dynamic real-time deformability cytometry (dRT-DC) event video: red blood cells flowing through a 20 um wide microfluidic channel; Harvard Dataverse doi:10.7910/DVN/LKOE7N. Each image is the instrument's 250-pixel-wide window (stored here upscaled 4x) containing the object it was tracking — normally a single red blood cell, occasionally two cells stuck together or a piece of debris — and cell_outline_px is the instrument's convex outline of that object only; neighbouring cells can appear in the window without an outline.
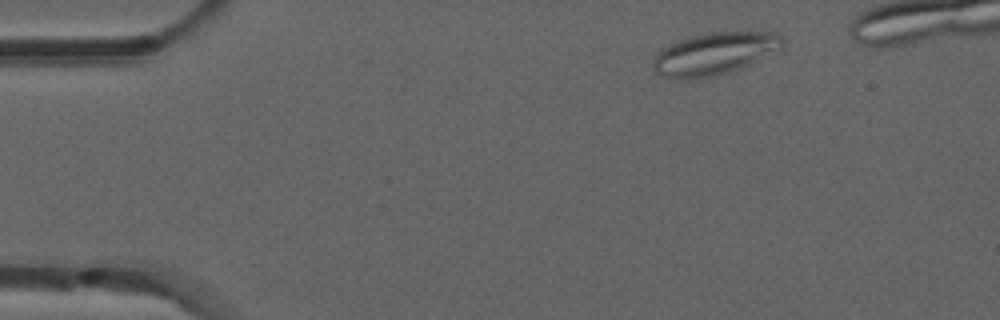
{"species": "common noctule bat (a hibernating species)", "species_latin": "Nyctalus noctula", "temperature_condition": "room temperature", "stored_images_in_passage": 5, "camera_frame_rate_fps": 3000, "um_per_image_px": 0.085, "animal": {"sex": "male", "forearm_length_mm": 52.5}, "frame": {"image": 1, "passage_image": 1, "time_ms": 0.0, "image_size_px": [1000, 320], "cell_outline_px": [[784, 44], [780, 48], [748, 64], [712, 76], [692, 80], [676, 80], [660, 76], [652, 68], [652, 60], [668, 44], [676, 40], [708, 32], [772, 32], [780, 36], [784, 40]], "centroid_in_image_um": [60.63, 4.57], "position_along_channel_um": 24.4, "area_um2": 31.56}}